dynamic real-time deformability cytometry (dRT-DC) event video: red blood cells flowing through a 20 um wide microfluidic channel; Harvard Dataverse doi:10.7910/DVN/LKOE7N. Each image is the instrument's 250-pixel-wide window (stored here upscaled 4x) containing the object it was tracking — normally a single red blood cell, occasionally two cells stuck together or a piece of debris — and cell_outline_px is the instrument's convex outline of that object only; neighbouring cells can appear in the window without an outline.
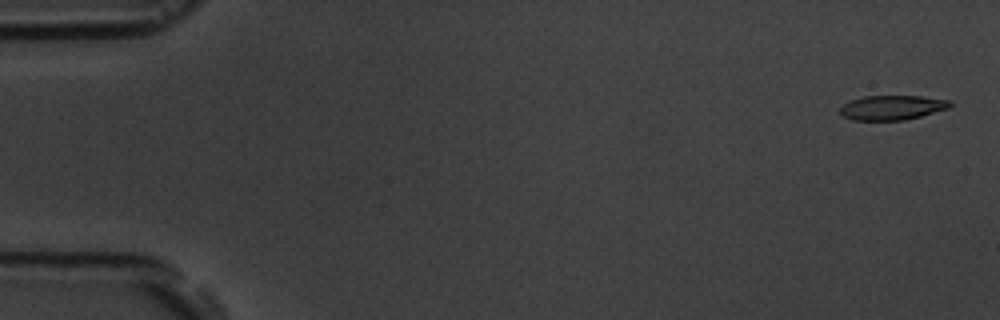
{"species": "common noctule bat (a hibernating species)", "species_latin": "Nyctalus noctula", "temperature_condition": "room temperature", "stored_images_in_passage": 5, "camera_frame_rate_fps": 3000, "um_per_image_px": 0.085, "animal": {"sex": "male", "body_mass_g": 19.5, "forearm_length_mm": 54.6}, "frame": {"image": 1, "passage_image": 1, "time_ms": 0.0, "image_size_px": [1000, 320], "cell_outline_px": [[952, 104], [948, 108], [920, 116], [904, 120], [852, 120], [844, 116], [840, 112], [840, 108], [844, 104], [852, 100], [864, 96], [920, 96], [948, 100]], "centroid_in_image_um": [75.81, 9.14], "position_along_channel_um": 9.2, "area_um2": 15.49}}
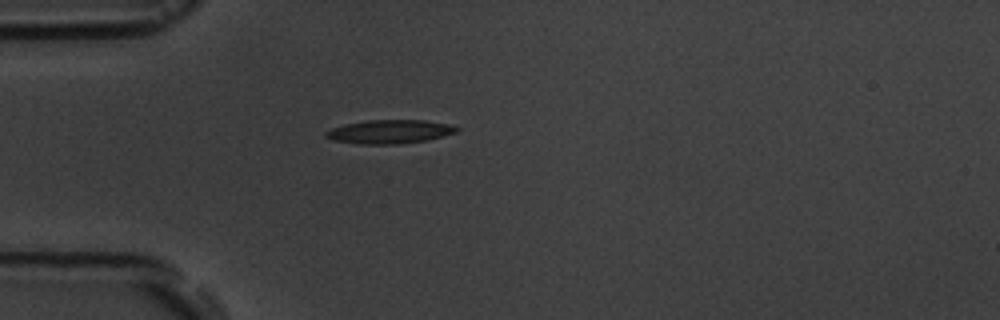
{"frame": {"image": 2, "passage_image": 5, "time_ms": 4.667, "image_size_px": [1000, 320], "cell_outline_px": [[460, 128], [456, 132], [428, 140], [400, 144], [356, 144], [332, 140], [324, 136], [324, 132], [332, 128], [344, 124], [368, 120], [424, 120], [452, 124]], "centroid_in_image_um": [33.11, 11.19], "position_along_channel_um": 51.9, "area_um2": 18.26}}